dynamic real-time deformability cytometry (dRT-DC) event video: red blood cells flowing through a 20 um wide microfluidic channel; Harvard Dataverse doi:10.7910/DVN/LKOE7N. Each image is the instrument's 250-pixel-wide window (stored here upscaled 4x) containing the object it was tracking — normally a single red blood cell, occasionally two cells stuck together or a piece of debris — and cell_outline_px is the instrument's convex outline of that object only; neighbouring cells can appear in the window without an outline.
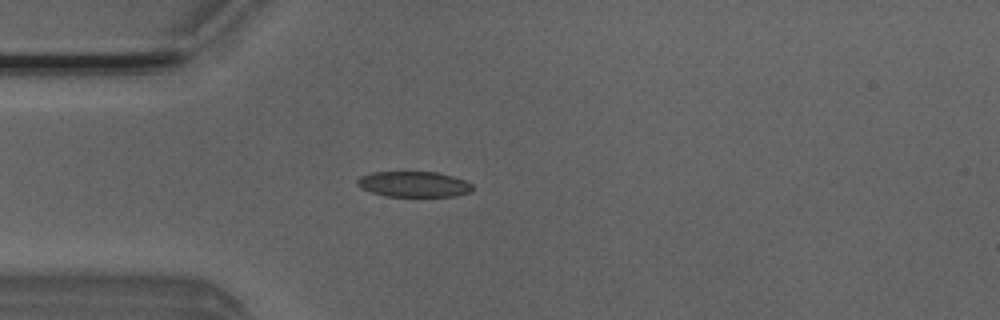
{"species": "Egyptian fruit bat (a non-hibernating species)", "species_latin": "Rousettus aegyptiacus", "temperature_condition": "room temperature", "stored_images_in_passage": 4, "camera_frame_rate_fps": 3000, "um_per_image_px": 0.085, "animal": {"sex": "male"}, "frame": {"image": 1, "passage_image": 4, "time_ms": 1.0, "image_size_px": [1000, 320], "cell_outline_px": [[472, 188], [468, 192], [456, 196], [388, 196], [372, 192], [360, 188], [356, 184], [356, 180], [360, 176], [372, 172], [436, 172], [452, 176], [464, 180], [472, 184]], "centroid_in_image_um": [35.13, 15.65], "position_along_channel_um": 49.9, "area_um2": 17.05}}